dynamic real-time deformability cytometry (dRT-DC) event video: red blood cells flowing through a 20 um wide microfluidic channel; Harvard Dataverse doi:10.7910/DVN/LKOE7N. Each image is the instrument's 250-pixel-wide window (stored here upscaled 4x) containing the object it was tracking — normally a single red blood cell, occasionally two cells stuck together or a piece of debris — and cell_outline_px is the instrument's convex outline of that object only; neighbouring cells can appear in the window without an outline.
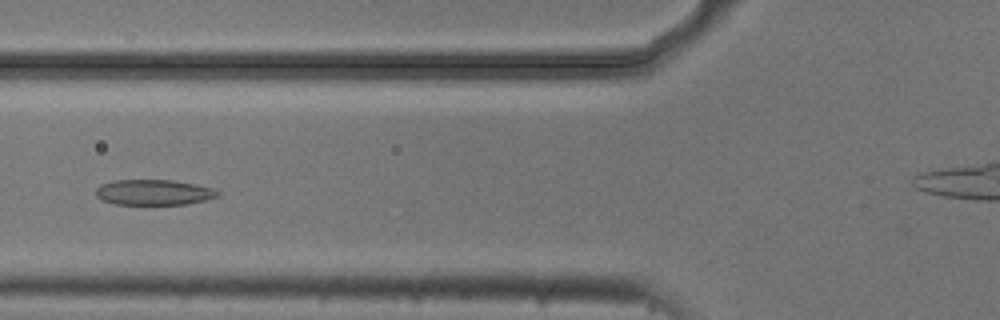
{"species": "common noctule bat (a hibernating species)", "species_latin": "Nyctalus noctula", "temperature_condition": "cold", "stored_images_in_passage": 8, "camera_frame_rate_fps": 3000, "um_per_image_px": 0.085, "animal": {"sex": "male", "body_mass_g": 20.5, "forearm_length_mm": 52.5}, "frame": {"image": 1, "passage_image": 6, "time_ms": 1.667, "image_size_px": [1000, 320], "cell_outline_px": [[220, 196], [188, 204], [116, 204], [104, 200], [96, 196], [96, 188], [100, 184], [112, 180], [172, 180], [212, 188], [220, 192]], "centroid_in_image_um": [13.05, 16.34], "position_along_channel_um": 112.7, "area_um2": 17.98}}
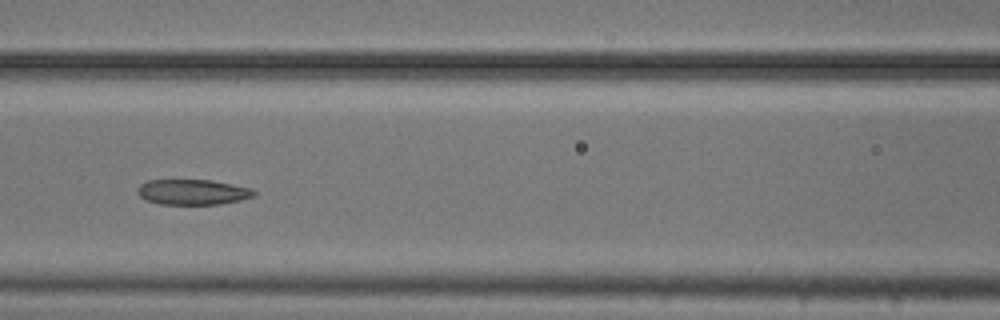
{"frame": {"image": 2, "passage_image": 7, "time_ms": 2.0, "image_size_px": [1000, 320], "cell_outline_px": [[256, 196], [240, 200], [220, 204], [160, 204], [144, 200], [136, 192], [136, 188], [140, 184], [148, 180], [212, 180], [252, 188], [256, 192]], "centroid_in_image_um": [16.37, 16.32], "position_along_channel_um": 150.2, "area_um2": 17.4}}
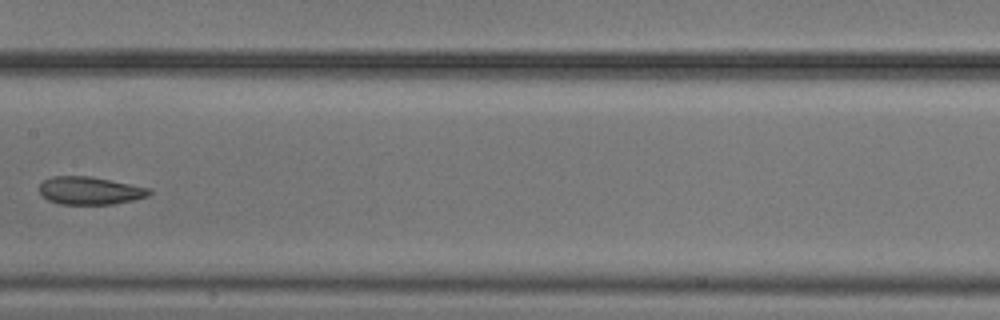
{"frame": {"image": 3, "passage_image": 8, "time_ms": 2.333, "image_size_px": [1000, 320], "cell_outline_px": [[152, 192], [148, 196], [132, 200], [112, 204], [60, 204], [48, 200], [40, 192], [40, 184], [44, 180], [52, 176], [88, 176], [152, 188]], "centroid_in_image_um": [7.66, 16.2], "position_along_channel_um": 199.7, "area_um2": 17.69}}